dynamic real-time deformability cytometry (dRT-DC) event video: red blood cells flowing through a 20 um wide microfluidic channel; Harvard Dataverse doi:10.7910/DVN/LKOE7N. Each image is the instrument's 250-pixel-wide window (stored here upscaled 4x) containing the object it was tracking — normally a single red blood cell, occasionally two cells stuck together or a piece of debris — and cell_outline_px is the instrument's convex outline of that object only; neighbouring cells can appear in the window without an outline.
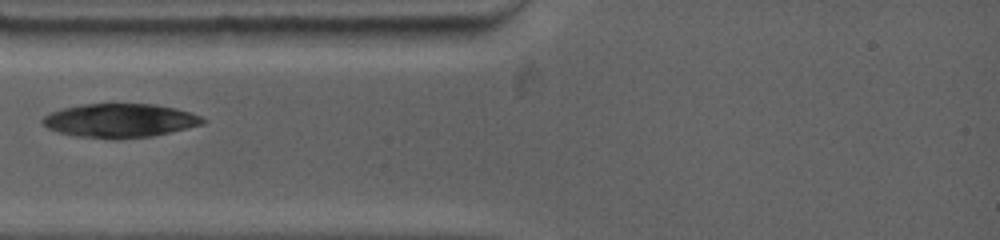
{"species": "common noctule bat (a hibernating species)", "species_latin": "Nyctalus noctula", "temperature_condition": "warm", "stored_images_in_passage": 14, "camera_frame_rate_fps": 4500, "um_per_image_px": 0.085, "animal": {"sex": "female", "body_mass_g": 19.0, "forearm_length_mm": 53.3}, "frame": {"image": 1, "passage_image": 1, "time_ms": 0.0, "image_size_px": [1000, 240], "cell_outline_px": [[208, 120], [204, 124], [152, 136], [116, 140], [76, 136], [60, 132], [48, 128], [40, 120], [44, 116], [52, 112], [64, 108], [80, 104], [156, 104], [176, 108], [200, 116]], "centroid_in_image_um": [10.21, 10.25], "position_along_channel_um": 74.8, "area_um2": 31.62}}